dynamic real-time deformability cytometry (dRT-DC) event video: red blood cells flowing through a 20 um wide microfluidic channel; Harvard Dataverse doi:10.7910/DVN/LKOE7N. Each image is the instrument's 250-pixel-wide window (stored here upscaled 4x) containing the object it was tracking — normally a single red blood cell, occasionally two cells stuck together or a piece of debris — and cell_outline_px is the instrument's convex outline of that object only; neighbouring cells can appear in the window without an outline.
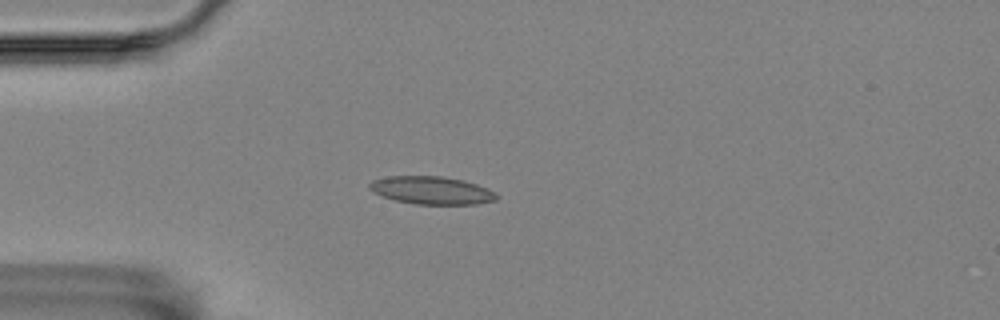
{"species": "Egyptian fruit bat (a non-hibernating species)", "species_latin": "Rousettus aegyptiacus", "temperature_condition": "room temperature", "stored_images_in_passage": 4, "camera_frame_rate_fps": 3000, "um_per_image_px": 0.085, "animal": {"sex": "female"}, "frame": {"image": 1, "passage_image": 4, "time_ms": 1.0, "image_size_px": [1000, 320], "cell_outline_px": [[500, 196], [496, 200], [476, 204], [416, 204], [396, 200], [372, 192], [368, 188], [368, 184], [372, 180], [388, 176], [440, 176], [464, 180], [488, 188]], "centroid_in_image_um": [36.69, 16.17], "position_along_channel_um": 48.3, "area_um2": 20.63}}